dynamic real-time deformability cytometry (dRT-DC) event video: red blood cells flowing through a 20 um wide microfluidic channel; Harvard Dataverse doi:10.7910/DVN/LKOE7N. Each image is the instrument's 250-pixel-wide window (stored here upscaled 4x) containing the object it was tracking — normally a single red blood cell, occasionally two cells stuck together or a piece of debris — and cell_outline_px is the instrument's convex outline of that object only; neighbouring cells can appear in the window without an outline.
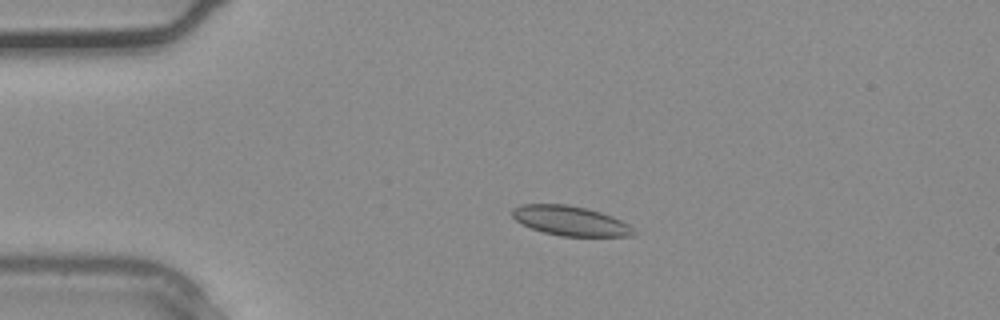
{"species": "common noctule bat (a hibernating species)", "species_latin": "Nyctalus noctula", "temperature_condition": "warm", "stored_images_in_passage": 30, "camera_frame_rate_fps": 3000, "um_per_image_px": 0.085, "animal": {"sex": "male", "body_mass_g": 20.4}, "frame": {"image": 1, "passage_image": 1, "time_ms": 0.0, "image_size_px": [1000, 320], "cell_outline_px": [[636, 232], [632, 236], [560, 236], [544, 232], [532, 228], [516, 220], [512, 216], [512, 208], [520, 204], [564, 204], [584, 208], [600, 212], [612, 216], [628, 224]], "centroid_in_image_um": [48.47, 18.77], "position_along_channel_um": 36.5, "area_um2": 20.75}}
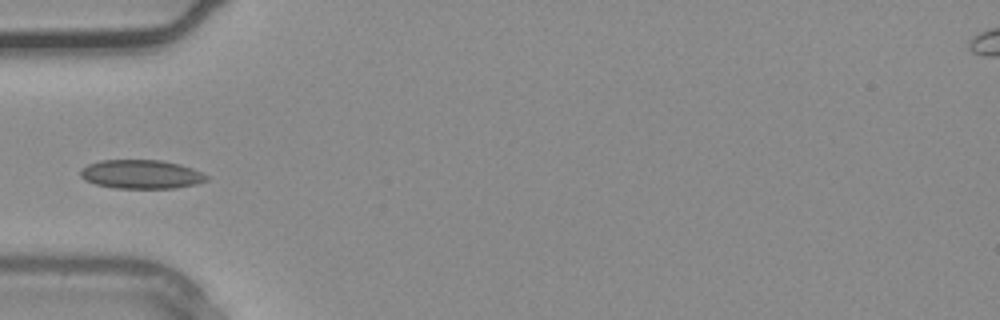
{"frame": {"image": 2, "passage_image": 5, "time_ms": 1.333, "image_size_px": [1000, 320], "cell_outline_px": [[208, 180], [196, 184], [176, 188], [116, 188], [96, 184], [84, 180], [80, 176], [80, 168], [88, 164], [100, 160], [160, 160], [180, 164], [192, 168], [208, 176]], "centroid_in_image_um": [11.98, 14.81], "position_along_channel_um": 73.0, "area_um2": 21.27}}